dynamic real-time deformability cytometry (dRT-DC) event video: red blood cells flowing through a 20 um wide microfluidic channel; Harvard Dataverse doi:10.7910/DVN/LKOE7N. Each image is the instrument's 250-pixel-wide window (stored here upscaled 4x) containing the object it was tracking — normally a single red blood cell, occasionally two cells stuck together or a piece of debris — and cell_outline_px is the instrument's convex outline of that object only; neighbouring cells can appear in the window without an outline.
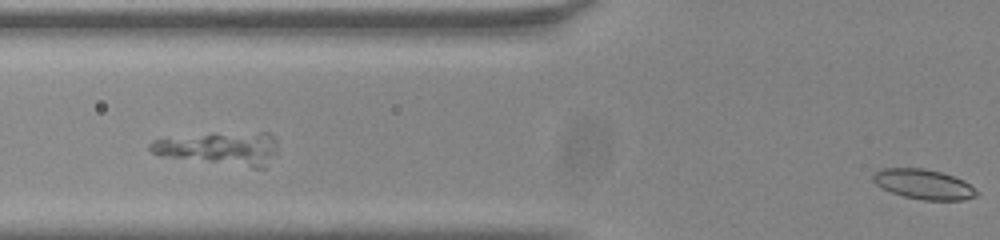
{"species": "common noctule bat (a hibernating species)", "species_latin": "Nyctalus noctula", "temperature_condition": "room temperature", "stored_images_in_passage": 11, "segment_of_instrument_passage": [2, 2], "camera_frame_rate_fps": 3000, "um_per_image_px": 0.085, "animal": {"sex": "male", "body_mass_g": 20.0, "forearm_length_mm": 53.3}, "frame": {"image": 1, "passage_image": 11, "time_ms": 3.333, "image_size_px": [1000, 240], "cell_outline_px": [[976, 196], [960, 200], [924, 200], [904, 196], [892, 192], [876, 184], [872, 180], [872, 176], [876, 172], [884, 168], [920, 168], [940, 172], [964, 180], [976, 192]], "centroid_in_image_um": [78.47, 15.66], "position_along_channel_um": 47.3, "area_um2": 17.57}}